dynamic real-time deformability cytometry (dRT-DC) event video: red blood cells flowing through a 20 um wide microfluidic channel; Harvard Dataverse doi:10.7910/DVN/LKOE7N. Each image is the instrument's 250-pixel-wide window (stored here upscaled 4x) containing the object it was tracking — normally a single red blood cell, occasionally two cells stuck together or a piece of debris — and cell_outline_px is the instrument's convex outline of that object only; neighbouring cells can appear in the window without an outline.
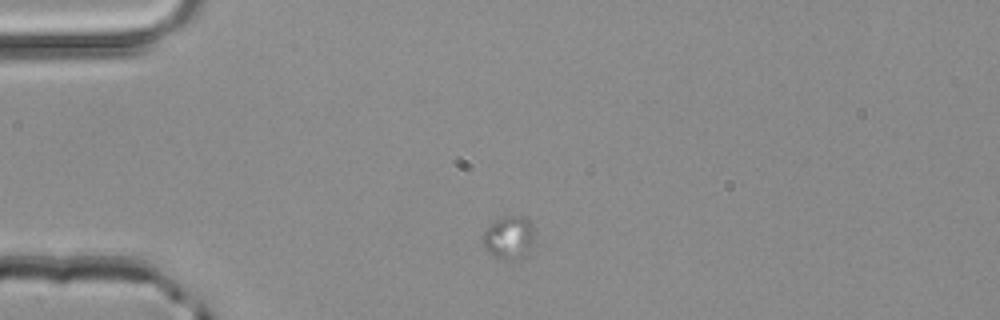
{"species": "common noctule bat (a hibernating species)", "species_latin": "Nyctalus noctula", "temperature_condition": "room temperature", "stored_images_in_passage": 2, "camera_frame_rate_fps": 3000, "um_per_image_px": 0.085, "animal": {"sex": "male", "body_mass_g": 20.4}, "frame": {"image": 1, "passage_image": 1, "time_ms": 0.0, "image_size_px": [1000, 320], "cell_outline_px": [[536, 236], [532, 248], [528, 256], [504, 260], [500, 260], [492, 256], [484, 248], [484, 232], [492, 220], [500, 216], [528, 216], [532, 220], [536, 228]], "centroid_in_image_um": [43.35, 20.16], "position_along_channel_um": 41.7, "area_um2": 13.87}}